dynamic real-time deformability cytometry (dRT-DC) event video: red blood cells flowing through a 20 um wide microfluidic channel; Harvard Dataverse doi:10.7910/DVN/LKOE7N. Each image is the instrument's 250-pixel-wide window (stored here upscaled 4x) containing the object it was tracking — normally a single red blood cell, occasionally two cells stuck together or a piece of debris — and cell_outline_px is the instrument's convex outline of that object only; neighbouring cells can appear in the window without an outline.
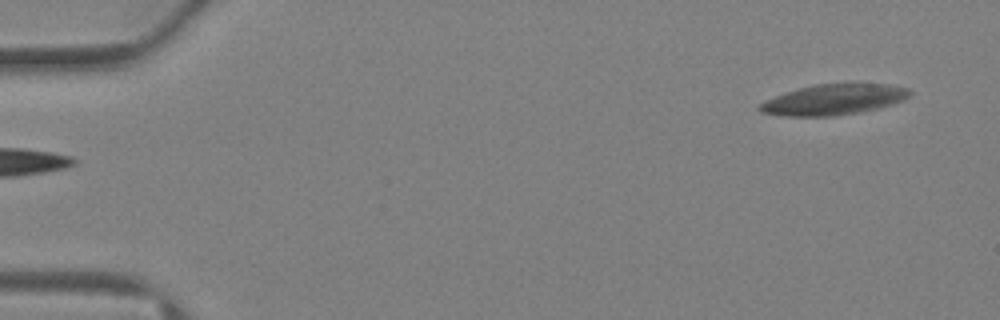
{"species": "Egyptian fruit bat (a non-hibernating species)", "species_latin": "Rousettus aegyptiacus", "temperature_condition": "warm", "stored_images_in_passage": 41, "camera_frame_rate_fps": 3000, "um_per_image_px": 0.085, "animal": {"sex": "female"}, "frame": {"image": 1, "passage_image": 1, "time_ms": 0.0, "image_size_px": [1000, 320], "cell_outline_px": [[912, 92], [904, 100], [880, 108], [832, 116], [784, 116], [760, 112], [756, 108], [764, 100], [812, 84], [888, 84], [908, 88]], "centroid_in_image_um": [70.85, 8.47], "position_along_channel_um": 14.1, "area_um2": 26.53}}
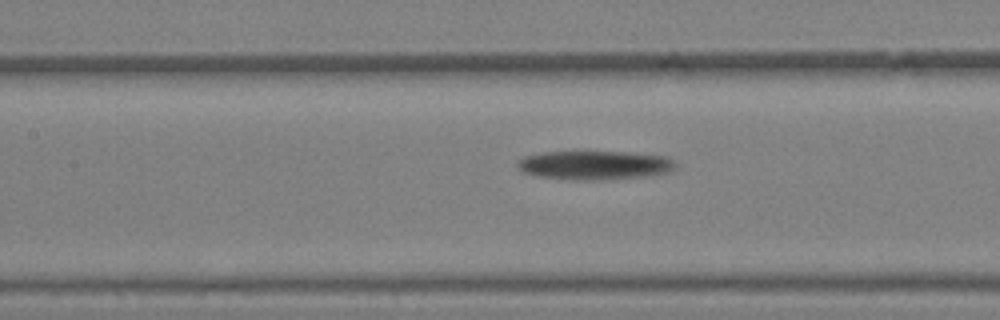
{"frame": {"image": 2, "passage_image": 19, "time_ms": 6.0, "image_size_px": [1000, 320], "cell_outline_px": [[676, 164], [668, 172], [644, 176], [596, 180], [576, 180], [536, 176], [524, 172], [516, 168], [516, 164], [524, 156], [540, 152], [632, 152], [668, 156]], "centroid_in_image_um": [50.5, 14.03], "position_along_channel_um": 156.9, "area_um2": 26.59}}
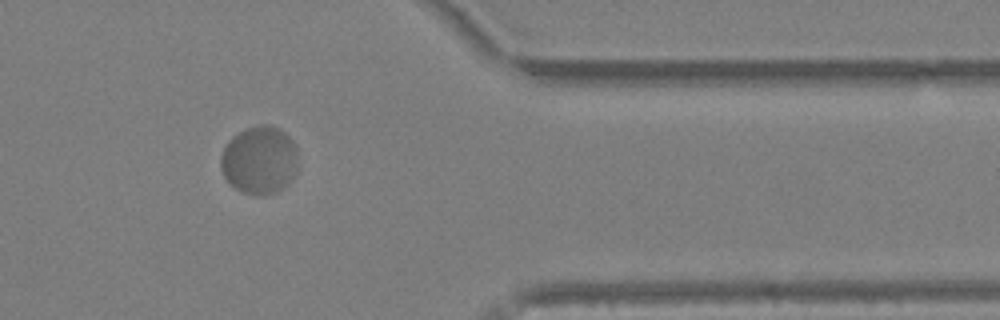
{"frame": {"image": 3, "passage_image": 35, "time_ms": 11.333, "image_size_px": [1000, 320], "cell_outline_px": [[296, 172], [288, 184], [284, 188], [276, 192], [264, 196], [256, 196], [240, 192], [224, 176], [220, 168], [220, 156], [228, 140], [232, 136], [248, 128], [260, 124], [268, 124], [280, 128], [296, 144]], "centroid_in_image_um": [22.05, 13.62], "position_along_channel_um": 389.4, "area_um2": 30.92}}